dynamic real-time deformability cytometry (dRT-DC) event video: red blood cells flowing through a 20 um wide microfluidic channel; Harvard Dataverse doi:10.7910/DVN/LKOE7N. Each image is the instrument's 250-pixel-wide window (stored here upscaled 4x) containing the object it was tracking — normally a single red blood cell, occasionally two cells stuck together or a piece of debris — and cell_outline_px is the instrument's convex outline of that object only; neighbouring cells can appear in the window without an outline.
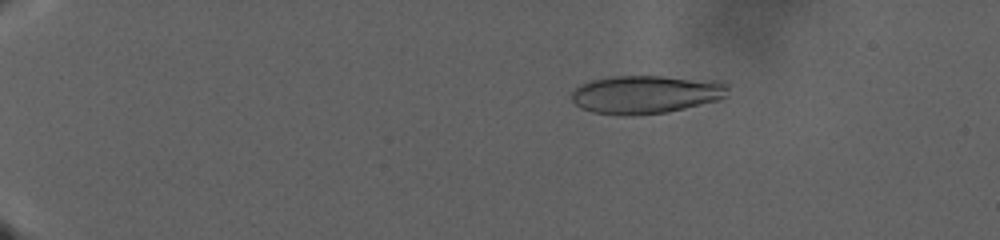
{"species": "human", "species_latin": "Homo sapiens", "temperature_condition": "warm", "stored_images_in_passage": 141, "camera_frame_rate_fps": 3000, "um_per_image_px": 0.085, "donor": {"sex": "male"}, "frame": {"image": 1, "passage_image": 30, "time_ms": 9.667, "image_size_px": [1000, 240], "cell_outline_px": [[728, 88], [724, 96], [716, 100], [668, 112], [632, 116], [624, 116], [592, 112], [580, 108], [572, 100], [572, 92], [580, 84], [592, 80], [612, 76], [664, 76], [724, 80], [728, 84]], "centroid_in_image_um": [54.9, 8.01], "position_along_channel_um": 30.1, "area_um2": 35.14}}
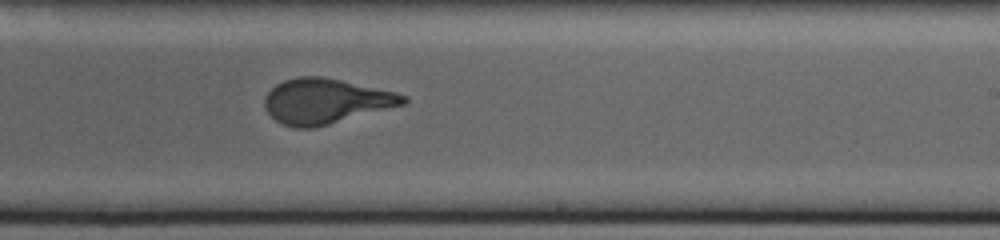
{"frame": {"image": 2, "passage_image": 96, "time_ms": 31.667, "image_size_px": [1000, 240], "cell_outline_px": [[408, 100], [404, 104], [328, 124], [312, 128], [292, 128], [276, 120], [264, 108], [264, 96], [276, 84], [284, 80], [300, 76], [324, 76], [396, 92], [408, 96]], "centroid_in_image_um": [27.66, 8.58], "position_along_channel_um": 261.3, "area_um2": 36.24}}
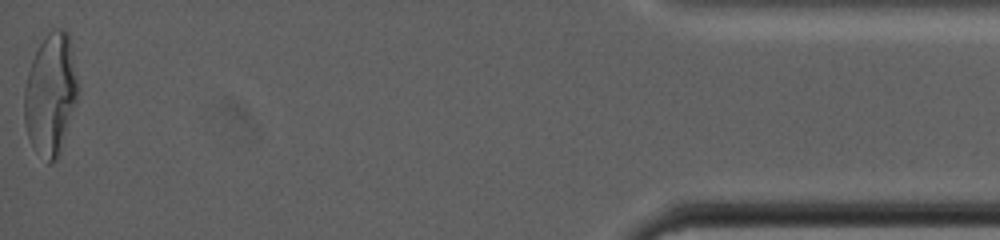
{"frame": {"image": 3, "passage_image": 141, "time_ms": 46.667, "image_size_px": [1000, 240], "cell_outline_px": [[80, 88], [60, 156], [56, 160], [48, 164], [36, 152], [28, 136], [24, 124], [24, 88], [28, 72], [32, 60], [40, 44], [48, 32], [52, 28], [64, 28], [68, 32]], "centroid_in_image_um": [4.32, 8.04], "position_along_channel_um": 430.9, "area_um2": 38.55}}